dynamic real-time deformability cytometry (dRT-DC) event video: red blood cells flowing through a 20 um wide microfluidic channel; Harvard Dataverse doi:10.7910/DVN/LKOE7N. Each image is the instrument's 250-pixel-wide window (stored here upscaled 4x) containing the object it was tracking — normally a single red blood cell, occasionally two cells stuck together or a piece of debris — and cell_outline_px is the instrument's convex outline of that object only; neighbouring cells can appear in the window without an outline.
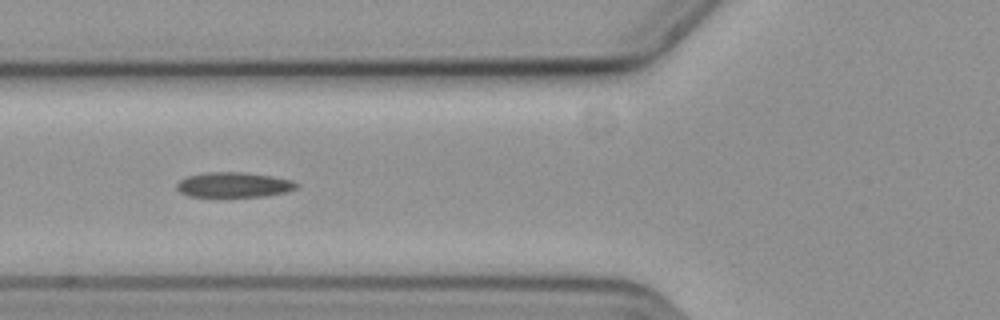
{"species": "common noctule bat (a hibernating species)", "species_latin": "Nyctalus noctula", "temperature_condition": "cold", "stored_images_in_passage": 40, "camera_frame_rate_fps": 3000, "um_per_image_px": 0.085, "animal": {"sex": "female", "body_mass_g": 19.3, "forearm_length_mm": 54.1}, "frame": {"image": 1, "passage_image": 7, "time_ms": 2.0, "image_size_px": [1000, 320], "cell_outline_px": [[296, 188], [288, 192], [264, 196], [188, 196], [180, 192], [176, 188], [176, 184], [180, 180], [188, 176], [208, 172], [244, 172], [272, 176], [292, 180], [296, 184]], "centroid_in_image_um": [19.86, 15.7], "position_along_channel_um": 105.9, "area_um2": 17.34}, "authors_computed_cell_mechanics": {"area_um2": 17.4556, "velocity_mm_per_s": 3.5722, "shape_relaxation_time_tau1_ms": 11.1846, "shape_relaxation_time_tau2_ms": null, "deformation_change_tau1": 0.1608, "deformation_change_tau2": null}}